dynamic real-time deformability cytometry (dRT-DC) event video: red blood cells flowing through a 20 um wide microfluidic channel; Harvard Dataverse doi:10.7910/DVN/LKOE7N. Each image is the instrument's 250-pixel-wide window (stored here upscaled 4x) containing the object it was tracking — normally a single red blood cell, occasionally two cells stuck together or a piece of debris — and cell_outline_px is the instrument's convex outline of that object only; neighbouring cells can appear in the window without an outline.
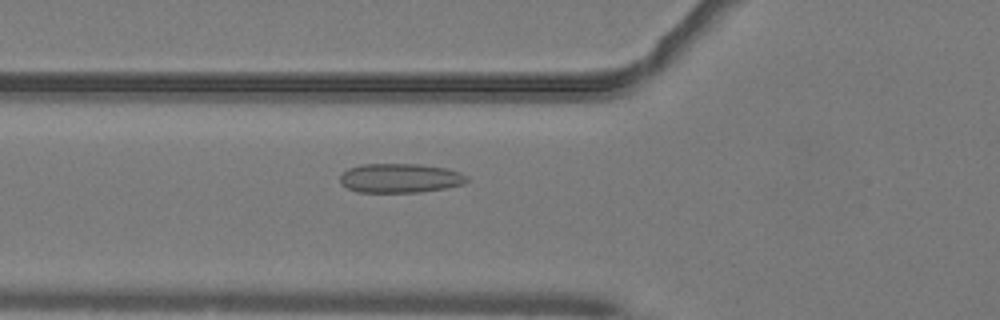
{"species": "common noctule bat (a hibernating species)", "species_latin": "Nyctalus noctula", "temperature_condition": "warm", "stored_images_in_passage": 51, "camera_frame_rate_fps": 3000, "um_per_image_px": 0.085, "animal": {"sex": "male", "body_mass_g": 19.2, "forearm_length_mm": 51.8}, "frame": {"image": 1, "passage_image": 19, "time_ms": 6.0, "image_size_px": [1000, 320], "cell_outline_px": [[468, 180], [464, 184], [444, 188], [420, 192], [356, 192], [340, 184], [340, 176], [348, 168], [360, 164], [420, 164], [444, 168], [460, 172], [468, 176]], "centroid_in_image_um": [33.99, 15.14], "position_along_channel_um": 91.8, "area_um2": 21.68}}
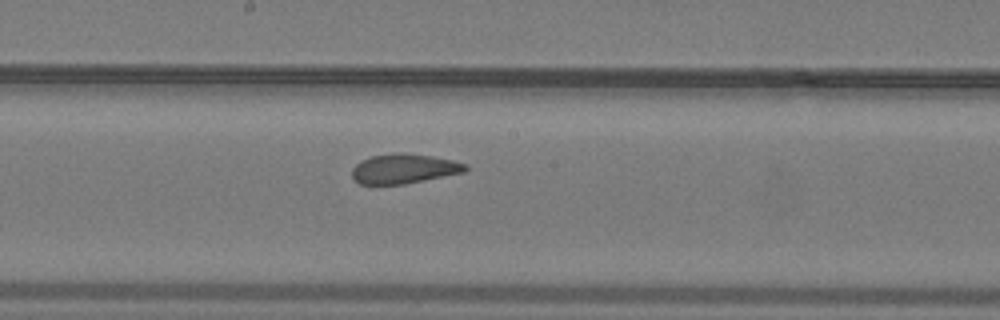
{"frame": {"image": 2, "passage_image": 28, "time_ms": 9.0, "image_size_px": [1000, 320], "cell_outline_px": [[468, 168], [464, 172], [404, 184], [360, 184], [352, 180], [352, 168], [360, 160], [372, 156], [400, 152], [404, 152], [432, 156], [452, 160], [464, 164]], "centroid_in_image_um": [34.28, 14.34], "position_along_channel_um": 213.9, "area_um2": 19.54}}
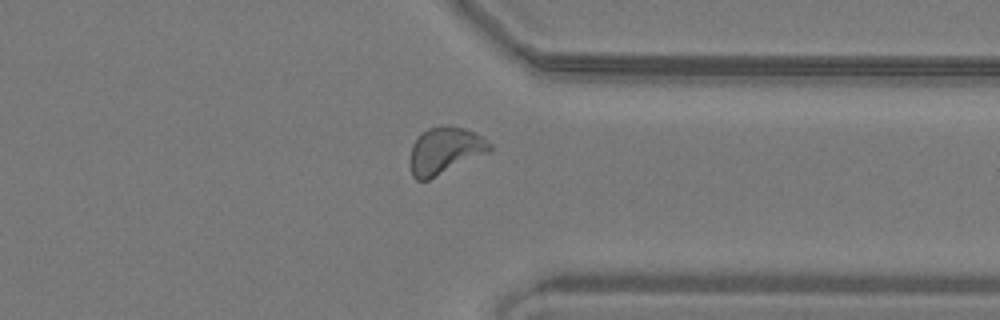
{"frame": {"image": 3, "passage_image": 40, "time_ms": 13.0, "image_size_px": [1000, 320], "cell_outline_px": [[492, 148], [488, 152], [428, 180], [416, 180], [412, 176], [408, 164], [408, 160], [412, 144], [428, 128], [464, 128], [484, 136], [492, 144]], "centroid_in_image_um": [37.79, 12.84], "position_along_channel_um": 373.6, "area_um2": 21.39}, "authors_computed_cell_mechanics": {"area_um2": 20.9236, "velocity_mm_per_s": 4.0529, "shape_relaxation_time_tau1_ms": 8.3728, "shape_relaxation_time_tau2_ms": 1.1234, "deformation_change_tau1": 0.1511, "deformation_change_tau2": 0.0751}}